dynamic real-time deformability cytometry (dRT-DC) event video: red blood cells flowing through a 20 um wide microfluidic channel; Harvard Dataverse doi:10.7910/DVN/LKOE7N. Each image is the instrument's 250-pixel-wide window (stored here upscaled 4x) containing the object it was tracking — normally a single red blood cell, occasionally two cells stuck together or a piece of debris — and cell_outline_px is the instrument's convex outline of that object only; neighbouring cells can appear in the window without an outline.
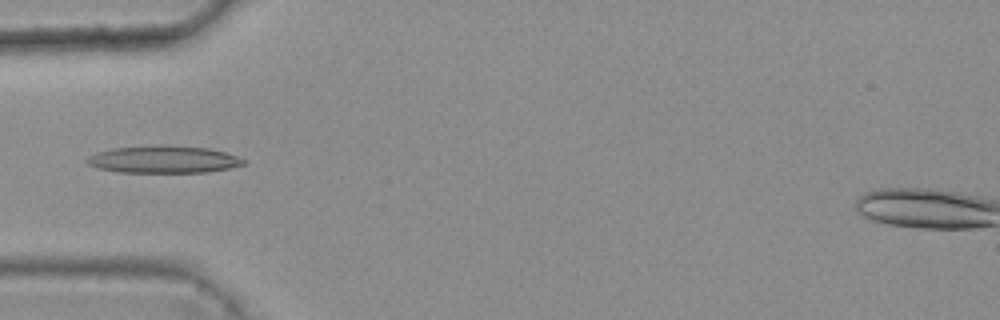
{"species": "common noctule bat (a hibernating species)", "species_latin": "Nyctalus noctula", "temperature_condition": "warm", "stored_images_in_passage": 8, "camera_frame_rate_fps": 3000, "um_per_image_px": 0.085, "animal": {"sex": "female", "body_mass_g": 25.1}, "frame": {"image": 1, "passage_image": 5, "time_ms": 1.333, "image_size_px": [1000, 320], "cell_outline_px": [[244, 164], [228, 168], [208, 172], [116, 172], [96, 168], [88, 164], [84, 160], [88, 156], [96, 152], [112, 148], [156, 144], [168, 144], [208, 148], [224, 152], [236, 156], [244, 160]], "centroid_in_image_um": [13.82, 13.53], "position_along_channel_um": 71.2, "area_um2": 25.2}}
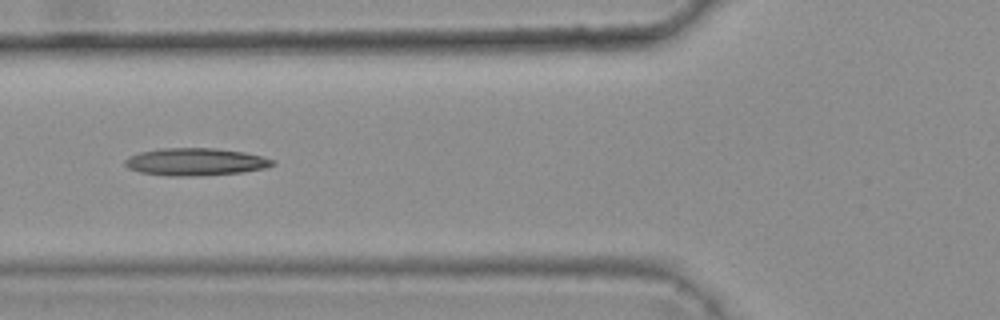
{"frame": {"image": 2, "passage_image": 6, "time_ms": 1.667, "image_size_px": [1000, 320], "cell_outline_px": [[276, 164], [264, 168], [240, 172], [200, 176], [168, 176], [140, 172], [128, 168], [124, 164], [124, 160], [128, 156], [140, 152], [164, 148], [216, 148], [244, 152], [276, 160]], "centroid_in_image_um": [16.6, 13.76], "position_along_channel_um": 109.2, "area_um2": 23.64}}
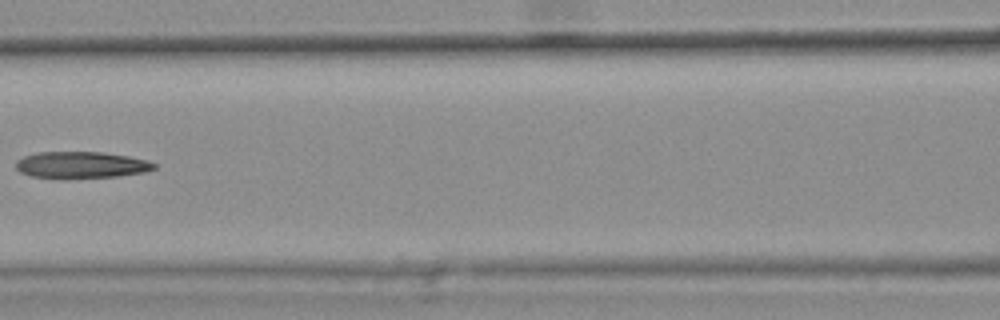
{"frame": {"image": 3, "passage_image": 7, "time_ms": 2.0, "image_size_px": [1000, 320], "cell_outline_px": [[156, 168], [144, 172], [116, 176], [68, 180], [64, 180], [32, 176], [20, 172], [16, 168], [16, 160], [24, 156], [36, 152], [100, 152], [128, 156], [144, 160], [156, 164]], "centroid_in_image_um": [6.84, 14.04], "position_along_channel_um": 159.8, "area_um2": 21.79}}